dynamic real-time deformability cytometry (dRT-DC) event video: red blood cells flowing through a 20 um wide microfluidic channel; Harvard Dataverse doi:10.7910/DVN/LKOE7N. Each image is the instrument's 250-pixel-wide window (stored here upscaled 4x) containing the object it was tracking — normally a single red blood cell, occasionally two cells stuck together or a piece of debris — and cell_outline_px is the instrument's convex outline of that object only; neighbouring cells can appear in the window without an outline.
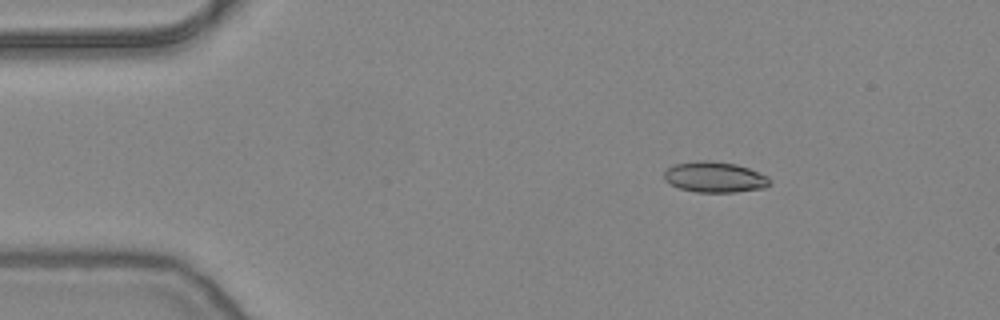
{"species": "common noctule bat (a hibernating species)", "species_latin": "Nyctalus noctula", "temperature_condition": "warm", "stored_images_in_passage": 7, "camera_frame_rate_fps": 3000, "um_per_image_px": 0.085, "animal": {"sex": "female", "body_mass_g": 24.6, "forearm_length_mm": 56.2}, "frame": {"image": 1, "passage_image": 1, "time_ms": 0.0, "image_size_px": [1000, 320], "cell_outline_px": [[772, 180], [764, 188], [736, 192], [696, 192], [680, 188], [664, 180], [664, 172], [668, 168], [676, 164], [700, 160], [708, 160], [736, 164], [748, 168], [768, 176]], "centroid_in_image_um": [60.76, 15.05], "position_along_channel_um": 24.2, "area_um2": 18.79}}